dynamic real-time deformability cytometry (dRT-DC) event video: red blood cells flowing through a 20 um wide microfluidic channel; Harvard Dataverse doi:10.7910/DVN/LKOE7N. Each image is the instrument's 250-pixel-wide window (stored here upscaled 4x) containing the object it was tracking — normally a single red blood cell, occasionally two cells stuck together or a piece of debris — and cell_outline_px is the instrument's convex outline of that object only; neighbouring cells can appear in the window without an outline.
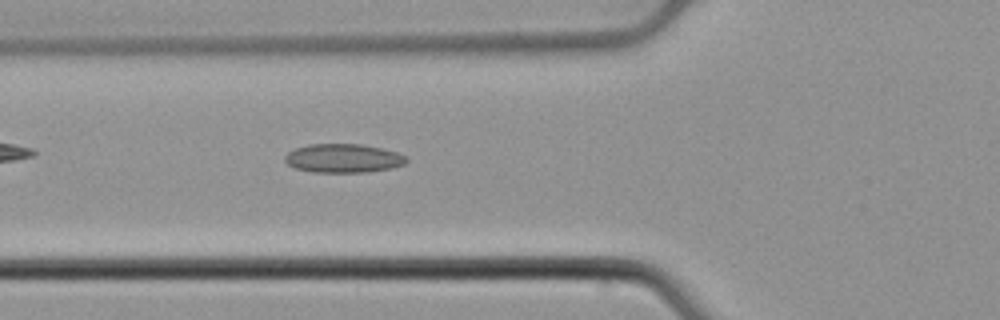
{"species": "common noctule bat (a hibernating species)", "species_latin": "Nyctalus noctula", "temperature_condition": "cold", "stored_images_in_passage": 50, "camera_frame_rate_fps": 3000, "um_per_image_px": 0.085, "animal": {"sex": "male", "body_mass_g": 21.5, "forearm_length_mm": 52.0}, "frame": {"image": 1, "passage_image": 17, "time_ms": 5.333, "image_size_px": [1000, 320], "cell_outline_px": [[408, 160], [404, 164], [392, 168], [368, 172], [312, 172], [296, 168], [288, 164], [284, 160], [284, 156], [288, 152], [296, 148], [308, 144], [360, 144], [380, 148], [396, 152], [404, 156]], "centroid_in_image_um": [29.16, 13.45], "position_along_channel_um": 96.6, "area_um2": 20.29}}
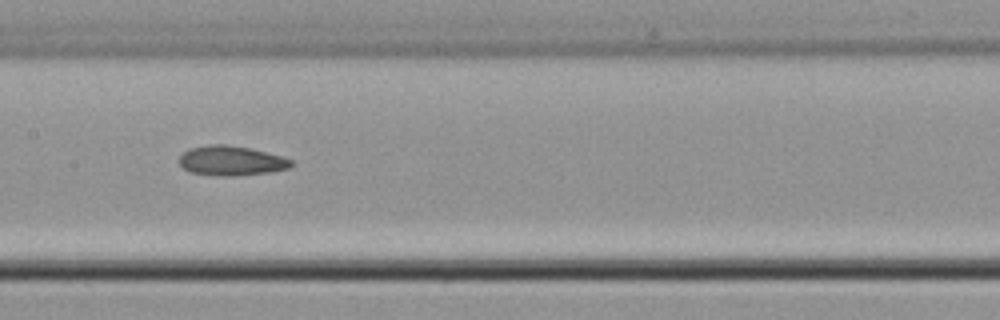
{"frame": {"image": 2, "passage_image": 24, "time_ms": 7.667, "image_size_px": [1000, 320], "cell_outline_px": [[292, 164], [288, 168], [272, 172], [232, 176], [212, 176], [192, 172], [184, 168], [176, 160], [188, 148], [208, 144], [224, 144], [248, 148], [280, 156], [292, 160]], "centroid_in_image_um": [19.59, 13.66], "position_along_channel_um": 187.8, "area_um2": 19.36}}
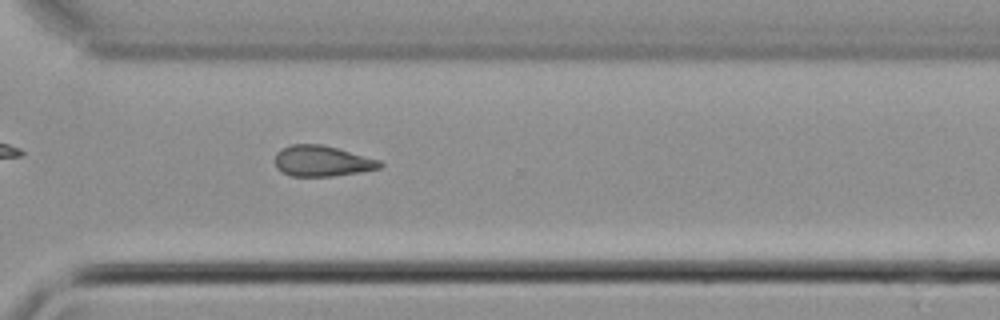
{"frame": {"image": 3, "passage_image": 36, "time_ms": 11.667, "image_size_px": [1000, 320], "cell_outline_px": [[384, 164], [380, 168], [360, 172], [332, 176], [292, 176], [280, 172], [276, 168], [276, 152], [280, 148], [292, 144], [320, 144], [336, 148], [380, 160]], "centroid_in_image_um": [27.35, 13.69], "position_along_channel_um": 343.3, "area_um2": 18.79}}